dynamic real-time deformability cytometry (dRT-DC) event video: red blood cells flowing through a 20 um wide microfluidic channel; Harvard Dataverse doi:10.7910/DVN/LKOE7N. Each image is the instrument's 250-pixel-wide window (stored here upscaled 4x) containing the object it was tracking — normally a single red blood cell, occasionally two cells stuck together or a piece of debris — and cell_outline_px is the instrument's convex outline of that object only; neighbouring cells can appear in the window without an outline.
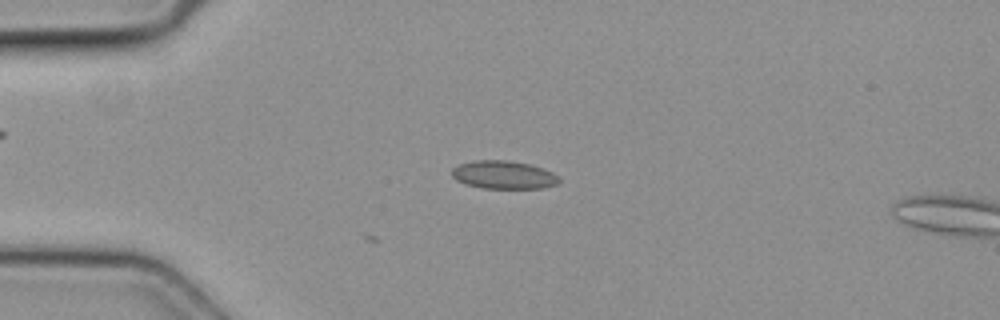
{"species": "common noctule bat (a hibernating species)", "species_latin": "Nyctalus noctula", "temperature_condition": "cold", "stored_images_in_passage": 2, "camera_frame_rate_fps": 3000, "um_per_image_px": 0.085, "animal": {"sex": "female", "body_mass_g": 19.3, "forearm_length_mm": 54.1}, "frame": {"image": 1, "passage_image": 1, "time_ms": 0.0, "image_size_px": [1000, 320], "cell_outline_px": [[560, 180], [556, 184], [544, 188], [480, 188], [464, 184], [456, 180], [452, 176], [452, 168], [460, 164], [476, 160], [504, 160], [532, 164], [544, 168], [552, 172]], "centroid_in_image_um": [42.79, 14.86], "position_along_channel_um": 42.2, "area_um2": 17.63}}